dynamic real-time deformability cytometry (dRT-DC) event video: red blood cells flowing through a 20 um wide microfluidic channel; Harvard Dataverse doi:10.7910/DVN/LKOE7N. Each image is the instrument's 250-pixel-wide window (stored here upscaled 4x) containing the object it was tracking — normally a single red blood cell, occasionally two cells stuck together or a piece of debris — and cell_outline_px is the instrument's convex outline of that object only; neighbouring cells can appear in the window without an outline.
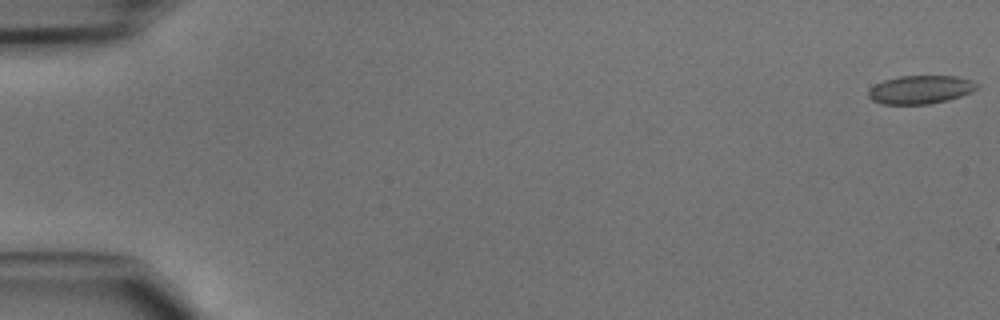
{"species": "common noctule bat (a hibernating species)", "species_latin": "Nyctalus noctula", "temperature_condition": "cold", "stored_images_in_passage": 7, "camera_frame_rate_fps": 3000, "um_per_image_px": 0.085, "animal": {"sex": "male", "body_mass_g": 15.6}, "frame": {"image": 1, "passage_image": 1, "time_ms": 0.0, "image_size_px": [1000, 320], "cell_outline_px": [[980, 88], [972, 92], [948, 100], [928, 104], [880, 104], [872, 100], [868, 96], [868, 92], [876, 84], [884, 80], [900, 76], [956, 76], [972, 80]], "centroid_in_image_um": [78.26, 7.62], "position_along_channel_um": 6.7, "area_um2": 17.92}}